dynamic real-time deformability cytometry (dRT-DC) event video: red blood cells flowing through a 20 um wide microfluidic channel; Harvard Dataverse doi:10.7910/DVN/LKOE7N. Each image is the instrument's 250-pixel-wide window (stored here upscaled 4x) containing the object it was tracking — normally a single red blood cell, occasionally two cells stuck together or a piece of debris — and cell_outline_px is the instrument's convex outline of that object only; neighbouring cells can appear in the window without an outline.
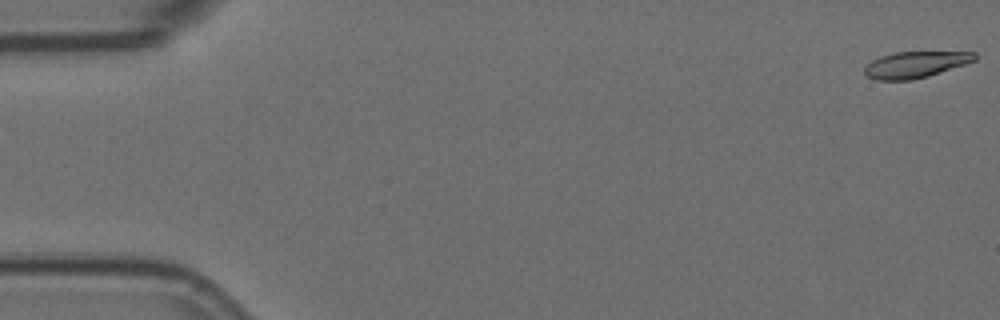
{"species": "Egyptian fruit bat (a non-hibernating species)", "species_latin": "Rousettus aegyptiacus", "temperature_condition": "room temperature", "stored_images_in_passage": 10, "camera_frame_rate_fps": 3000, "um_per_image_px": 0.085, "animal": {"sex": "female"}, "frame": {"image": 1, "passage_image": 1, "time_ms": 0.0, "image_size_px": [1000, 320], "cell_outline_px": [[976, 60], [928, 76], [912, 80], [876, 80], [868, 76], [864, 72], [864, 68], [872, 60], [880, 56], [896, 52], [976, 52]], "centroid_in_image_um": [77.79, 5.49], "position_along_channel_um": 7.2, "area_um2": 16.7}}
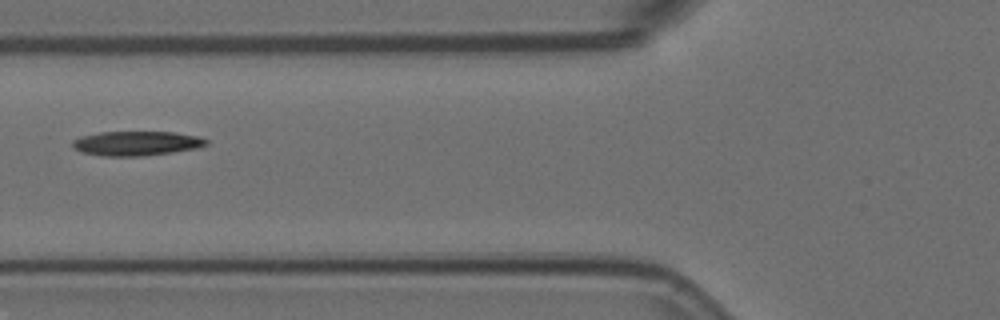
{"frame": {"image": 2, "passage_image": 7, "time_ms": 2.0, "image_size_px": [1000, 320], "cell_outline_px": [[208, 144], [196, 148], [172, 152], [144, 156], [104, 156], [80, 152], [72, 148], [72, 140], [80, 136], [100, 132], [172, 132], [196, 136], [208, 140]], "centroid_in_image_um": [11.54, 12.19], "position_along_channel_um": 114.3, "area_um2": 19.07}}
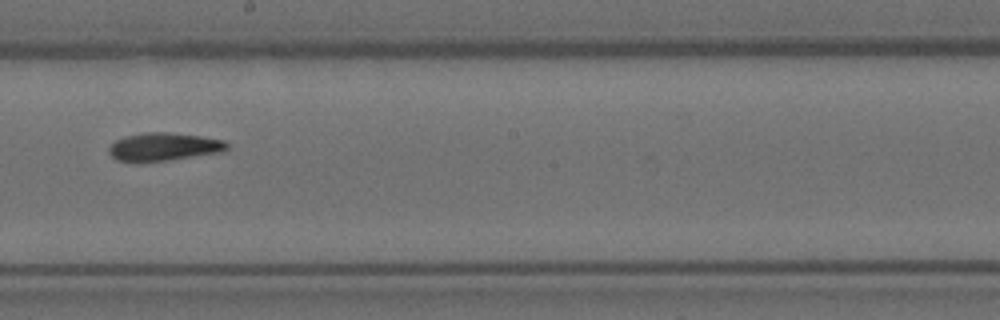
{"frame": {"image": 3, "passage_image": 10, "time_ms": 3.0, "image_size_px": [1000, 320], "cell_outline_px": [[228, 148], [220, 152], [168, 160], [136, 164], [116, 160], [108, 152], [108, 148], [116, 140], [124, 136], [144, 132], [168, 132], [200, 136], [224, 140], [228, 144]], "centroid_in_image_um": [13.85, 12.49], "position_along_channel_um": 234.4, "area_um2": 19.59}}